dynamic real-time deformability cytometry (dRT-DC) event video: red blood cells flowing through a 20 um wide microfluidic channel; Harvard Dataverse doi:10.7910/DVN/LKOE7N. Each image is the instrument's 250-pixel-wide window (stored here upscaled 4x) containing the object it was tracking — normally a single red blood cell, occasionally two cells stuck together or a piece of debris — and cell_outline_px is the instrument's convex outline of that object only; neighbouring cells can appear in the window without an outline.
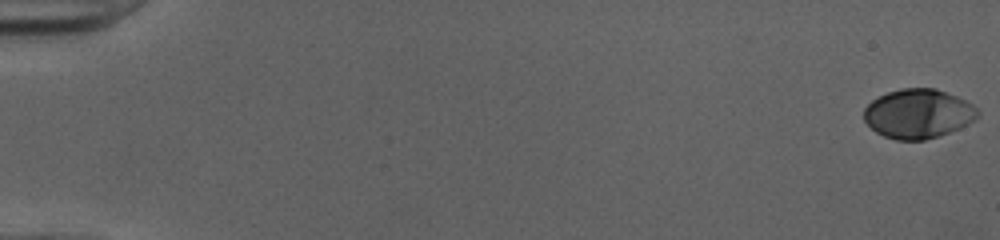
{"species": "human", "species_latin": "Homo sapiens", "temperature_condition": "cold", "stored_images_in_passage": 52, "camera_frame_rate_fps": 3000, "um_per_image_px": 0.085, "donor": {"sex": "female"}, "frame": {"image": 1, "passage_image": 1, "time_ms": 0.0, "image_size_px": [1000, 240], "cell_outline_px": [[980, 112], [968, 124], [960, 128], [940, 136], [924, 140], [896, 140], [884, 136], [876, 132], [864, 120], [864, 108], [872, 100], [888, 92], [900, 88], [936, 88], [956, 96], [972, 104]], "centroid_in_image_um": [78.03, 9.67], "position_along_channel_um": 7.0, "area_um2": 32.6}}
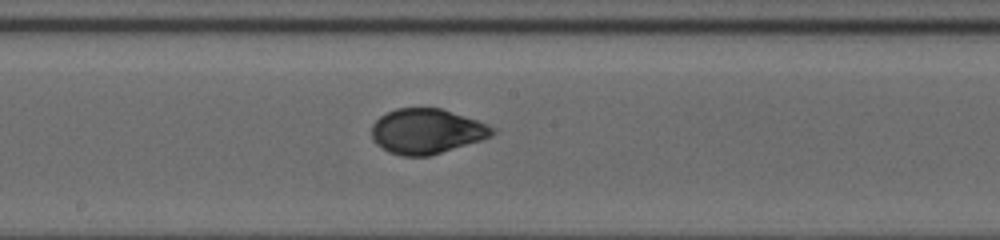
{"frame": {"image": 2, "passage_image": 30, "time_ms": 9.667, "image_size_px": [1000, 240], "cell_outline_px": [[496, 132], [492, 136], [484, 140], [428, 156], [400, 156], [388, 152], [376, 144], [372, 140], [372, 124], [380, 116], [396, 108], [440, 108], [488, 124], [496, 128]], "centroid_in_image_um": [36.27, 11.17], "position_along_channel_um": 211.9, "area_um2": 31.85}}
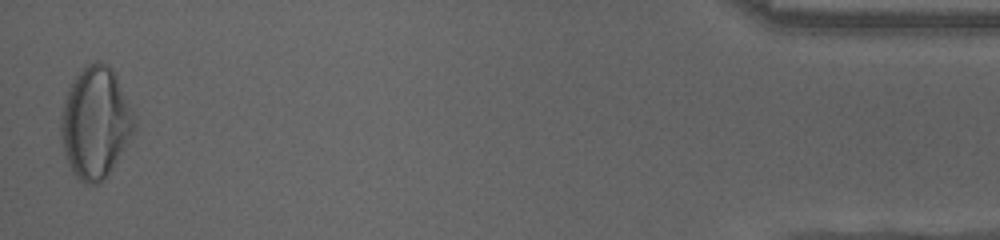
{"frame": {"image": 3, "passage_image": 52, "time_ms": 17.0, "image_size_px": [1000, 240], "cell_outline_px": [[136, 124], [132, 132], [112, 168], [104, 180], [96, 184], [88, 184], [80, 180], [72, 172], [68, 164], [64, 152], [60, 136], [60, 112], [68, 88], [76, 72], [84, 64], [96, 60], [100, 60], [108, 64], [116, 72], [136, 116]], "centroid_in_image_um": [8.09, 10.34], "position_along_channel_um": 427.1, "area_um2": 48.32}, "authors_computed_cell_mechanics": {"area_um2": 32.1657, "velocity_mm_per_s": 4.0228, "shape_relaxation_time_tau1_ms": 4.2644, "shape_relaxation_time_tau2_ms": 0.7421, "deformation_change_tau1": 0.1761, "deformation_change_tau2": 0.0407}}